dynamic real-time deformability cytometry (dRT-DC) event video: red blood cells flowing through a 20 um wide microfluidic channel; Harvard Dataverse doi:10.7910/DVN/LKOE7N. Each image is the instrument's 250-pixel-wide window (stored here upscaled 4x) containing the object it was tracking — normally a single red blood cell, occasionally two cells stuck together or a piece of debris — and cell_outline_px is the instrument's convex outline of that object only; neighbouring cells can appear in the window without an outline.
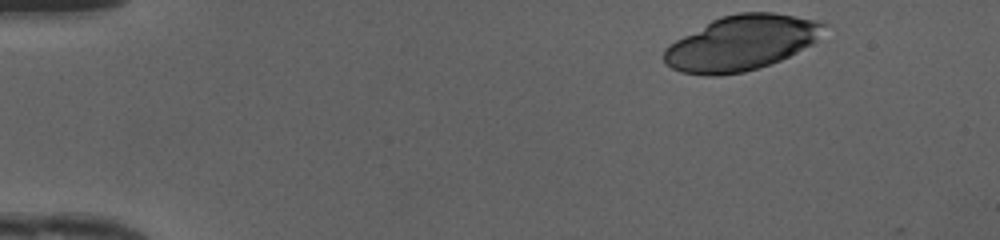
{"species": "human", "species_latin": "Homo sapiens", "temperature_condition": "cold", "stored_images_in_passage": 38, "camera_frame_rate_fps": 3000, "um_per_image_px": 0.085, "donor": {"sex": "female"}, "frame": {"image": 1, "passage_image": 1, "time_ms": 0.0, "image_size_px": [1000, 240], "cell_outline_px": [[828, 24], [816, 40], [812, 44], [780, 60], [744, 72], [716, 76], [708, 76], [680, 72], [672, 68], [664, 60], [664, 48], [676, 40], [712, 20], [720, 16], [740, 12], [772, 12], [796, 16], [816, 20]], "centroid_in_image_um": [63.01, 3.65], "position_along_channel_um": 22.0, "area_um2": 50.86}}
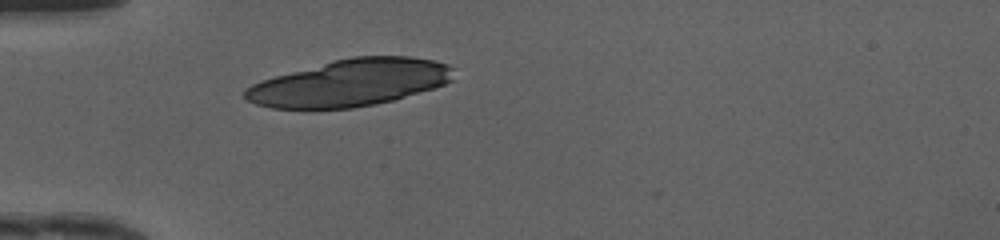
{"frame": {"image": 2, "passage_image": 10, "time_ms": 3.0, "image_size_px": [1000, 240], "cell_outline_px": [[456, 68], [452, 80], [444, 84], [432, 88], [392, 100], [376, 104], [352, 108], [272, 108], [256, 104], [248, 100], [244, 96], [244, 92], [252, 84], [276, 76], [332, 60], [352, 56], [412, 56], [432, 60], [448, 64]], "centroid_in_image_um": [29.8, 7.02], "position_along_channel_um": 55.2, "area_um2": 56.59}}